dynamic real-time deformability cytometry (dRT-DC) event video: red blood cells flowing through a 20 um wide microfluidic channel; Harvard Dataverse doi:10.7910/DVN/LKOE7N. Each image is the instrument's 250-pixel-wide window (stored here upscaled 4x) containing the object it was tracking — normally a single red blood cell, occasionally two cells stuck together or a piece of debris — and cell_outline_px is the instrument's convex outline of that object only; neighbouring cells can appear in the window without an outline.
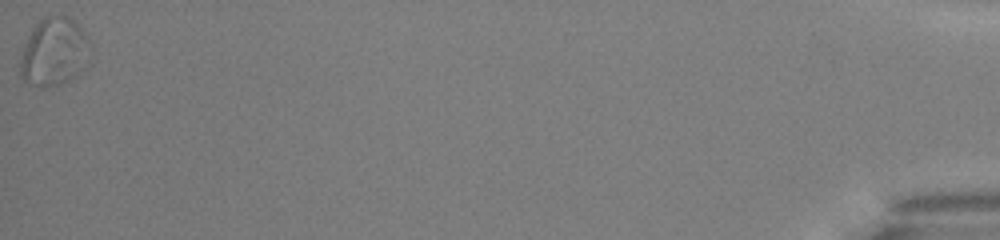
{"species": "common noctule bat (a hibernating species)", "species_latin": "Nyctalus noctula", "temperature_condition": "warm", "stored_images_in_passage": 50, "segment_of_instrument_passage": [2, 2], "camera_frame_rate_fps": 3000, "um_per_image_px": 0.085, "animal": {"sex": "male", "body_mass_g": 13.0, "forearm_length_mm": 53.1}, "frame": {"image": 1, "passage_image": 50, "time_ms": 16.333, "image_size_px": [1000, 240], "cell_outline_px": [[88, 40], [80, 68], [68, 80], [44, 88], [24, 80], [20, 76], [20, 56], [24, 44], [32, 28], [44, 16], [68, 16], [84, 32]], "centroid_in_image_um": [4.47, 4.38], "position_along_channel_um": 430.7, "area_um2": 26.47}}